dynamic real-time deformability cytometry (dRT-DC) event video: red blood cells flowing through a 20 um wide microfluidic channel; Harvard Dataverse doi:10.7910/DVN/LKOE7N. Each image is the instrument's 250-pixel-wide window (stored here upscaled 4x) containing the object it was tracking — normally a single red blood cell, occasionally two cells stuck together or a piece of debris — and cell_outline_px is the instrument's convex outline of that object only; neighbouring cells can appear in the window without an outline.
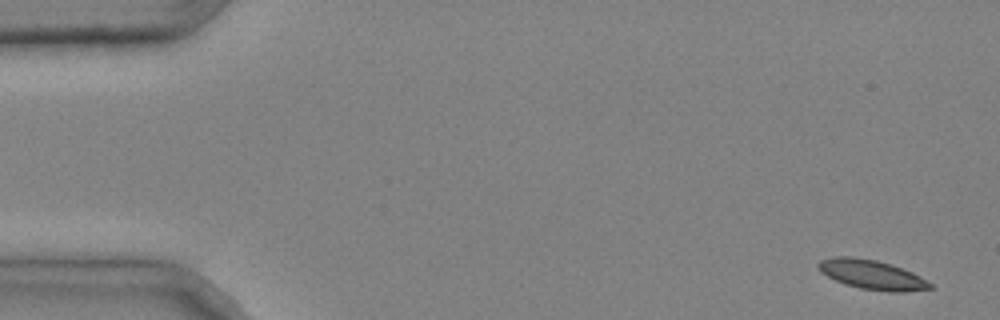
{"species": "common noctule bat (a hibernating species)", "species_latin": "Nyctalus noctula", "temperature_condition": "cold", "stored_images_in_passage": 3, "camera_frame_rate_fps": 3000, "um_per_image_px": 0.085, "animal": {"sex": "male", "body_mass_g": 20.4}, "frame": {"image": 1, "passage_image": 1, "time_ms": 0.0, "image_size_px": [1000, 320], "cell_outline_px": [[936, 288], [904, 292], [888, 292], [860, 288], [844, 284], [820, 272], [816, 268], [816, 264], [820, 260], [832, 256], [852, 256], [876, 260], [912, 272], [920, 276], [932, 284]], "centroid_in_image_um": [74.08, 23.35], "position_along_channel_um": 10.9, "area_um2": 19.31}}